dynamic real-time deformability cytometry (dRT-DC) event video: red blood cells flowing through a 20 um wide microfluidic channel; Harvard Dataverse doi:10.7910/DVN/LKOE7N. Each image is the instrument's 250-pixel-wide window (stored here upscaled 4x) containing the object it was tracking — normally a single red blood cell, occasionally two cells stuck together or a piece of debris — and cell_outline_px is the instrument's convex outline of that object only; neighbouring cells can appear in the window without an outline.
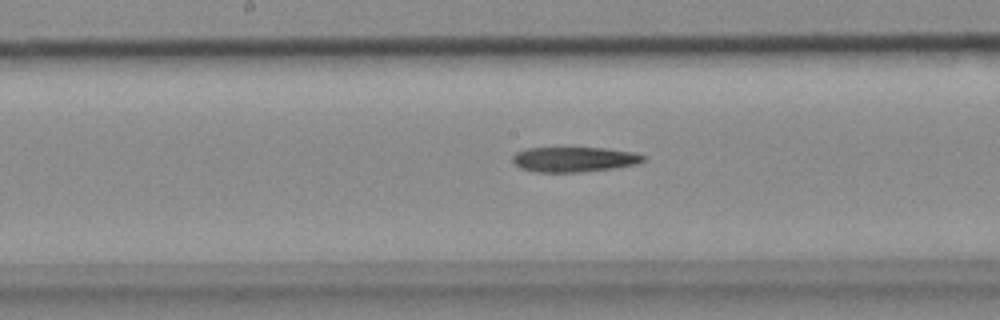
{"species": "common noctule bat (a hibernating species)", "species_latin": "Nyctalus noctula", "temperature_condition": "cold", "stored_images_in_passage": 34, "camera_frame_rate_fps": 3000, "um_per_image_px": 0.085, "animal": {"sex": "female", "body_mass_g": 18.4}, "frame": {"image": 1, "passage_image": 18, "time_ms": 5.667, "image_size_px": [1000, 320], "cell_outline_px": [[648, 156], [644, 160], [636, 164], [616, 168], [580, 172], [536, 172], [520, 168], [512, 160], [512, 156], [516, 152], [524, 148], [604, 148], [636, 152]], "centroid_in_image_um": [48.83, 13.54], "position_along_channel_um": 199.4, "area_um2": 19.25}}
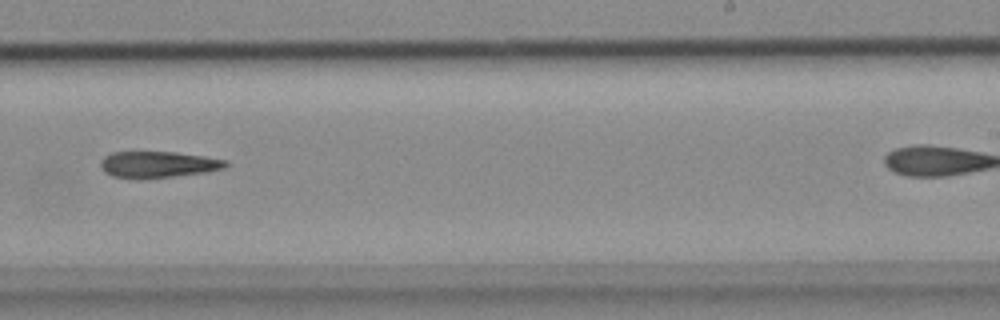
{"frame": {"image": 2, "passage_image": 24, "time_ms": 7.667, "image_size_px": [1000, 320], "cell_outline_px": [[228, 164], [224, 168], [208, 172], [136, 180], [112, 176], [104, 172], [100, 164], [100, 160], [104, 156], [112, 152], [176, 152], [204, 156], [228, 160]], "centroid_in_image_um": [13.41, 13.99], "position_along_channel_um": 275.6, "area_um2": 19.48}}
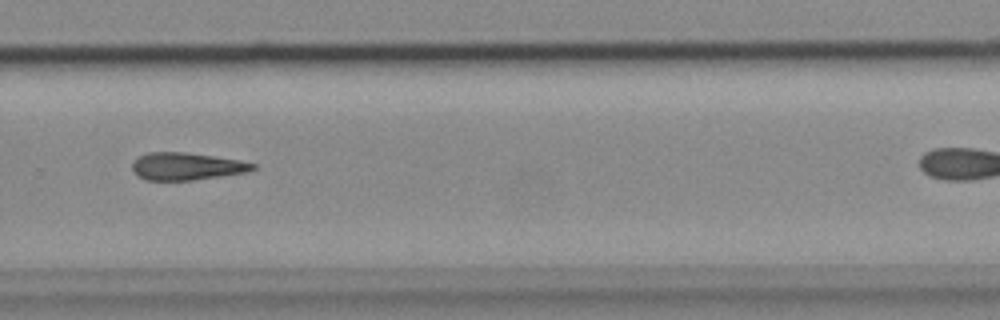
{"frame": {"image": 3, "passage_image": 27, "time_ms": 8.667, "image_size_px": [1000, 320], "cell_outline_px": [[256, 168], [248, 172], [192, 180], [144, 180], [136, 176], [132, 168], [132, 164], [140, 156], [148, 152], [184, 152], [240, 160], [256, 164]], "centroid_in_image_um": [15.85, 14.14], "position_along_channel_um": 314.0, "area_um2": 19.19}}